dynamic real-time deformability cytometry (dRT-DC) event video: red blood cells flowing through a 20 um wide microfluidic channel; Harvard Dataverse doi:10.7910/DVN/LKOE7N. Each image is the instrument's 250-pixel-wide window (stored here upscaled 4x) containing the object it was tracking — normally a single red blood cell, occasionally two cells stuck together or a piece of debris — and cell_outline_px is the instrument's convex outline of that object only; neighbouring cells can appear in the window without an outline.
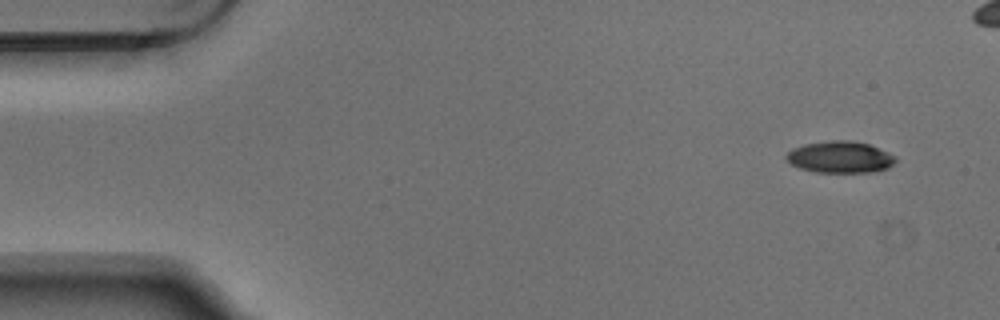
{"species": "Egyptian fruit bat (a non-hibernating species)", "species_latin": "Rousettus aegyptiacus", "temperature_condition": "warm", "stored_images_in_passage": 5, "camera_frame_rate_fps": 3000, "um_per_image_px": 0.085, "animal": {"sex": "male"}, "frame": {"image": 1, "passage_image": 1, "time_ms": 0.0, "image_size_px": [1000, 320], "cell_outline_px": [[896, 160], [888, 168], [872, 172], [816, 172], [800, 168], [792, 164], [784, 156], [792, 148], [804, 144], [832, 140], [852, 140], [868, 144], [888, 152], [896, 156]], "centroid_in_image_um": [71.41, 13.35], "position_along_channel_um": 13.6, "area_um2": 20.11}}
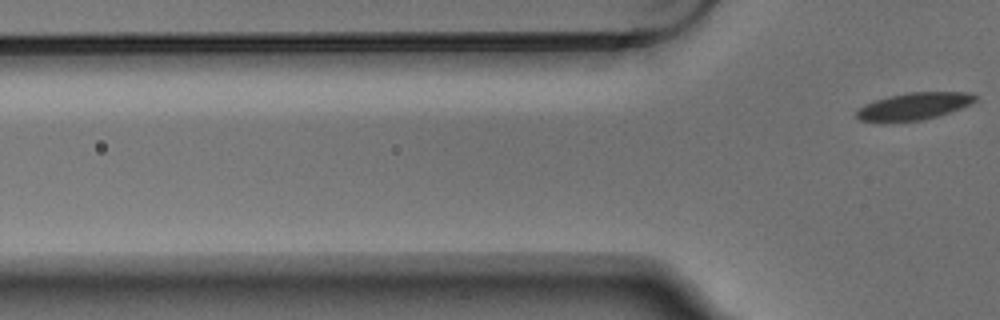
{"frame": {"image": 2, "passage_image": 5, "time_ms": 1.333, "image_size_px": [1000, 320], "cell_outline_px": [[980, 96], [976, 100], [960, 108], [936, 116], [920, 120], [860, 120], [856, 116], [856, 112], [864, 104], [888, 96], [908, 92], [968, 92]], "centroid_in_image_um": [77.73, 8.99], "position_along_channel_um": 48.1, "area_um2": 18.15}}